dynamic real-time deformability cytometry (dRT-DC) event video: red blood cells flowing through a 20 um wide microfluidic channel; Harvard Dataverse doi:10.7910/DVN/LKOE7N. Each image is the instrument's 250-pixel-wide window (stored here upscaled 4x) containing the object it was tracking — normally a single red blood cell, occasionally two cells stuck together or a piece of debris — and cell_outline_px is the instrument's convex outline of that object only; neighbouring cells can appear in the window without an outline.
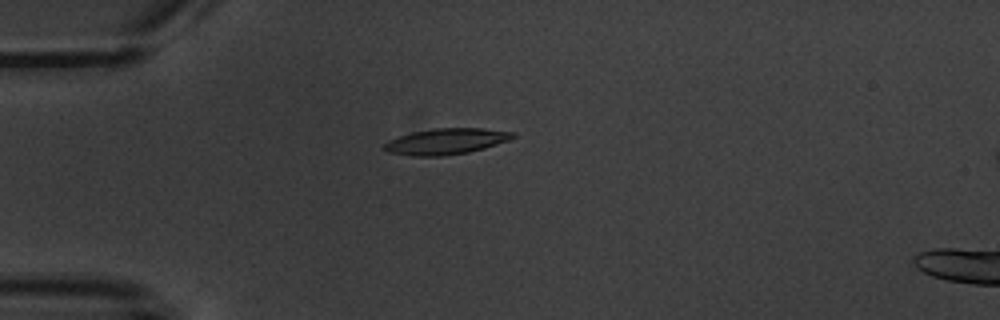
{"species": "common noctule bat (a hibernating species)", "species_latin": "Nyctalus noctula", "temperature_condition": "warm", "stored_images_in_passage": 6, "camera_frame_rate_fps": 3000, "um_per_image_px": 0.085, "animal": {"sex": "male", "body_mass_g": 20.1, "forearm_length_mm": 53.5}, "frame": {"image": 1, "passage_image": 2, "time_ms": 1.333, "image_size_px": [1000, 320], "cell_outline_px": [[516, 136], [508, 140], [484, 148], [468, 152], [440, 156], [412, 156], [388, 152], [384, 148], [384, 144], [388, 140], [412, 132], [436, 128], [480, 128], [516, 132]], "centroid_in_image_um": [37.92, 12.01], "position_along_channel_um": 47.1, "area_um2": 19.31}}
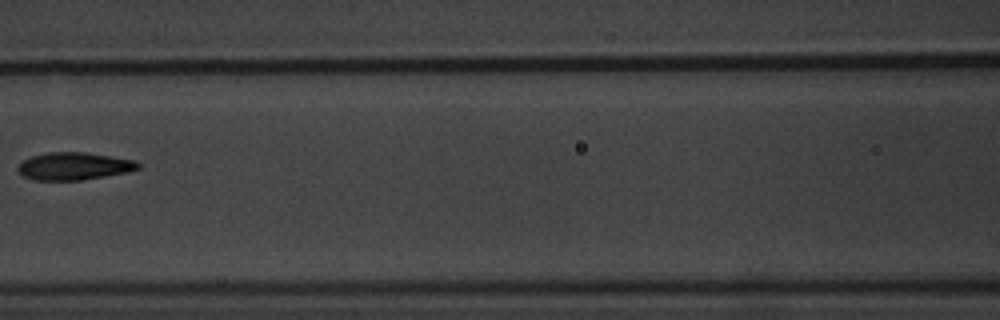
{"frame": {"image": 2, "passage_image": 5, "time_ms": 5.0, "image_size_px": [1000, 320], "cell_outline_px": [[140, 168], [128, 172], [80, 180], [32, 180], [24, 176], [16, 168], [24, 160], [32, 156], [48, 152], [84, 152], [112, 156], [136, 160], [140, 164]], "centroid_in_image_um": [6.31, 14.12], "position_along_channel_um": 160.3, "area_um2": 19.25}}
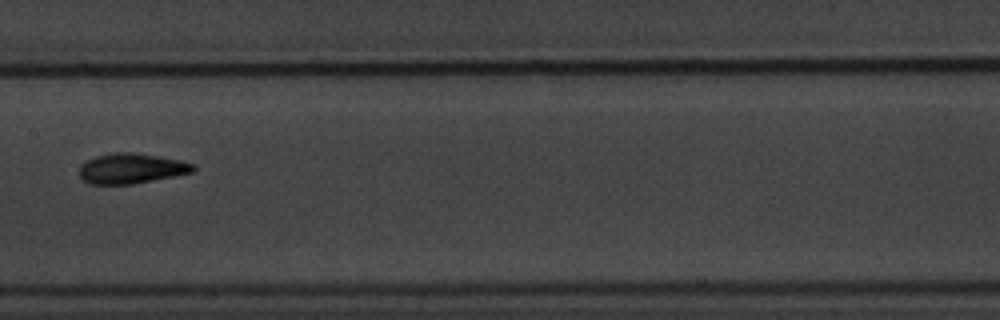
{"frame": {"image": 3, "passage_image": 6, "time_ms": 6.0, "image_size_px": [1000, 320], "cell_outline_px": [[196, 168], [192, 172], [176, 176], [132, 184], [88, 184], [80, 176], [80, 164], [96, 156], [116, 152], [132, 152], [180, 160], [196, 164]], "centroid_in_image_um": [11.18, 14.32], "position_along_channel_um": 196.2, "area_um2": 20.0}}